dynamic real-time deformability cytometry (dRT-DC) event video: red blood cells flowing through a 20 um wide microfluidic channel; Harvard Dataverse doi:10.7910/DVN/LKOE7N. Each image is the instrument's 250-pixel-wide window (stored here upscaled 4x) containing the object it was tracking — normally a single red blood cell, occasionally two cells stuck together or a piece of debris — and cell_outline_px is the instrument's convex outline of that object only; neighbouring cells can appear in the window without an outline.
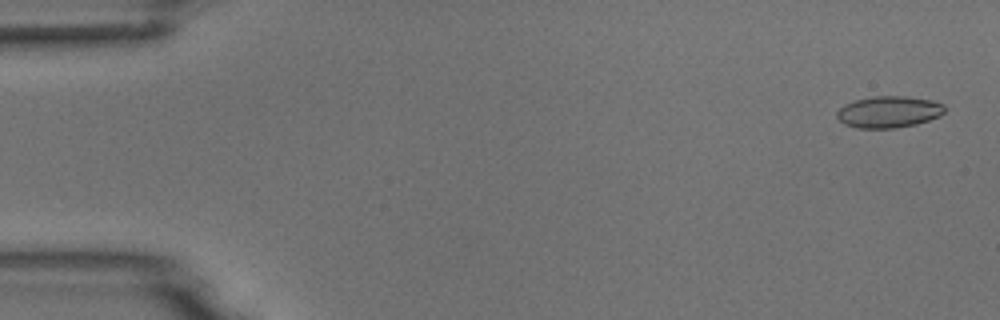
{"species": "common noctule bat (a hibernating species)", "species_latin": "Nyctalus noctula", "temperature_condition": "room temperature", "stored_images_in_passage": 5, "camera_frame_rate_fps": 3000, "um_per_image_px": 0.085, "animal": {"sex": "male", "body_mass_g": 18.8}, "frame": {"image": 1, "passage_image": 1, "time_ms": 0.0, "image_size_px": [1000, 320], "cell_outline_px": [[944, 112], [940, 116], [916, 124], [896, 128], [856, 128], [844, 124], [836, 116], [836, 112], [844, 104], [856, 100], [872, 96], [904, 96], [932, 100], [944, 104]], "centroid_in_image_um": [75.53, 9.51], "position_along_channel_um": 9.5, "area_um2": 19.88}}
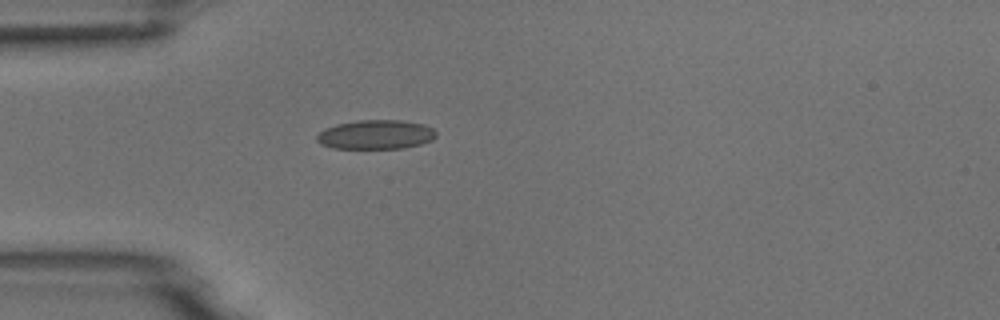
{"frame": {"image": 2, "passage_image": 5, "time_ms": 4.333, "image_size_px": [1000, 320], "cell_outline_px": [[436, 136], [432, 140], [420, 144], [404, 148], [332, 148], [320, 144], [316, 140], [316, 136], [324, 128], [336, 124], [356, 120], [400, 120], [424, 124], [432, 128], [436, 132]], "centroid_in_image_um": [31.92, 11.43], "position_along_channel_um": 53.1, "area_um2": 20.4}}